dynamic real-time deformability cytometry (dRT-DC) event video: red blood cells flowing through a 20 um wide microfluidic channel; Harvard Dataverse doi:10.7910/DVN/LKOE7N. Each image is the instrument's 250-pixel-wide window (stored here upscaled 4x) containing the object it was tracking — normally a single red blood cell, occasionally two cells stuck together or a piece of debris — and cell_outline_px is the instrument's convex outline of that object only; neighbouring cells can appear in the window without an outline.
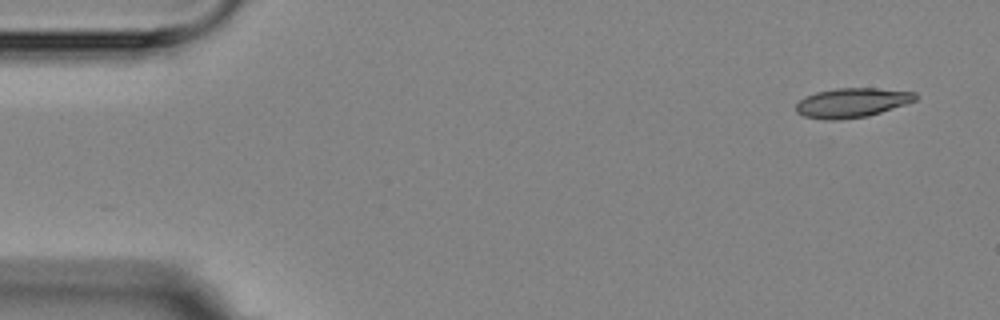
{"species": "Egyptian fruit bat (a non-hibernating species)", "species_latin": "Rousettus aegyptiacus", "temperature_condition": "room temperature", "stored_images_in_passage": 4, "camera_frame_rate_fps": 3000, "um_per_image_px": 0.085, "animal": {"sex": "female"}, "frame": {"image": 1, "passage_image": 1, "time_ms": 0.0, "image_size_px": [1000, 320], "cell_outline_px": [[916, 100], [868, 116], [840, 120], [824, 120], [804, 116], [796, 112], [796, 104], [804, 96], [816, 92], [836, 88], [876, 88], [916, 92]], "centroid_in_image_um": [72.37, 8.73], "position_along_channel_um": 12.6, "area_um2": 20.46}}
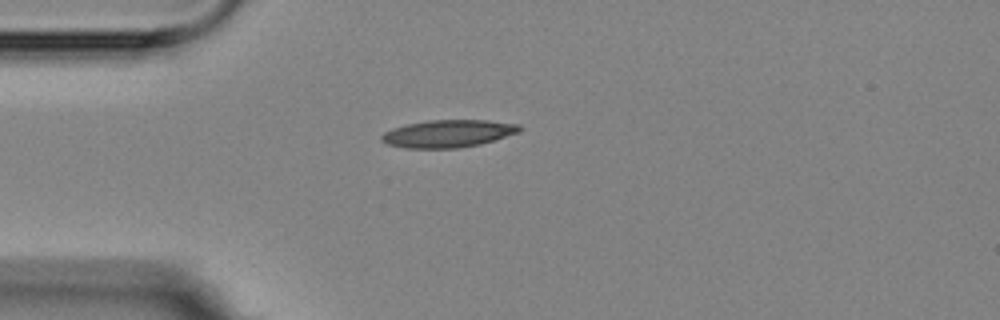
{"frame": {"image": 2, "passage_image": 4, "time_ms": 3.667, "image_size_px": [1000, 320], "cell_outline_px": [[524, 128], [520, 132], [480, 144], [460, 148], [404, 148], [388, 144], [380, 140], [380, 136], [384, 132], [392, 128], [404, 124], [428, 120], [488, 120], [520, 124]], "centroid_in_image_um": [38.09, 11.35], "position_along_channel_um": 46.9, "area_um2": 22.37}}